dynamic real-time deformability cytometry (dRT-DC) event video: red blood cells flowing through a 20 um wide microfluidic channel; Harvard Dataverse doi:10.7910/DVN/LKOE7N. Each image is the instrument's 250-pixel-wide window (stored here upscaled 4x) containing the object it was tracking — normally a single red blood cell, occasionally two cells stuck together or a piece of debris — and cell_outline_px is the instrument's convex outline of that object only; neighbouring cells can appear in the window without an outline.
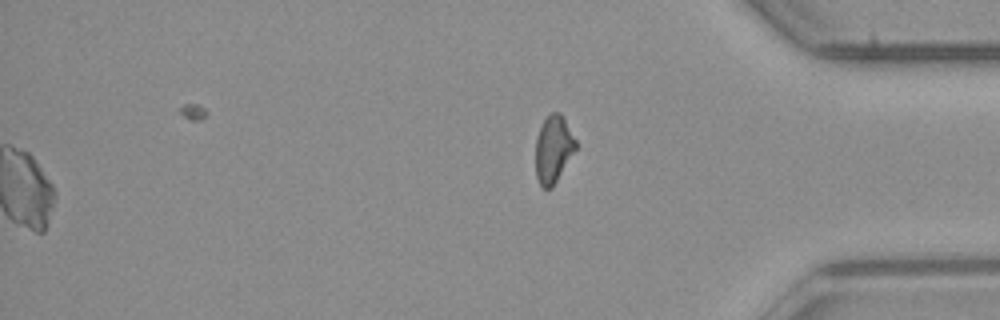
{"species": "common noctule bat (a hibernating species)", "species_latin": "Nyctalus noctula", "temperature_condition": "room temperature", "stored_images_in_passage": 39, "segment_of_instrument_passage": [2, 2], "camera_frame_rate_fps": 3000, "um_per_image_px": 0.085, "animal": {"sex": "male", "body_mass_g": 23.1, "forearm_length_mm": 52.7}, "frame": {"image": 1, "passage_image": 39, "time_ms": 12.667, "image_size_px": [1000, 320], "cell_outline_px": [[576, 148], [552, 188], [544, 188], [540, 184], [536, 176], [536, 140], [540, 128], [544, 120], [552, 112], [560, 112], [576, 140]], "centroid_in_image_um": [47.03, 12.68], "position_along_channel_um": 388.2, "area_um2": 15.37}}